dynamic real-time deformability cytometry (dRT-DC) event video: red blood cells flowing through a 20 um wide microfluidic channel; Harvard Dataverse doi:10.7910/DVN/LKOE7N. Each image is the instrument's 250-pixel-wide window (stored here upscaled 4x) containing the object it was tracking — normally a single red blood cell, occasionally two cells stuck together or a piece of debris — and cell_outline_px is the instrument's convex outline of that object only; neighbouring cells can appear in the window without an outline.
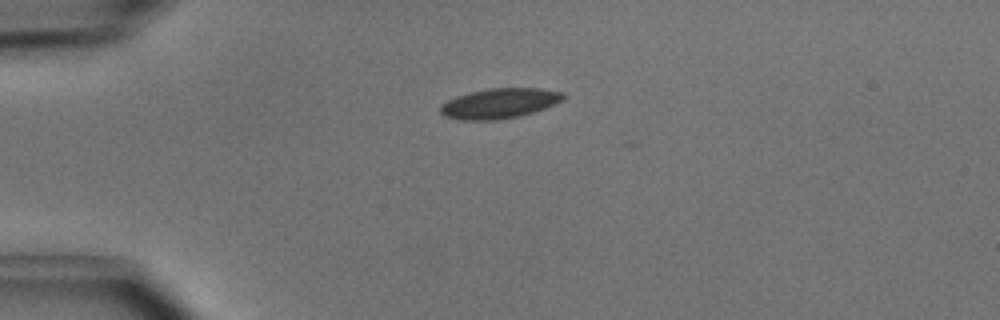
{"species": "common noctule bat (a hibernating species)", "species_latin": "Nyctalus noctula", "temperature_condition": "cold", "stored_images_in_passage": 17, "camera_frame_rate_fps": 3000, "um_per_image_px": 0.085, "animal": {"sex": "male", "body_mass_g": 15.6}, "frame": {"image": 1, "passage_image": 1, "time_ms": 0.0, "image_size_px": [1000, 320], "cell_outline_px": [[564, 100], [556, 104], [520, 116], [496, 120], [460, 120], [444, 116], [440, 112], [440, 104], [456, 96], [488, 88], [540, 88], [564, 92]], "centroid_in_image_um": [42.46, 8.78], "position_along_channel_um": 42.5, "area_um2": 21.62}}
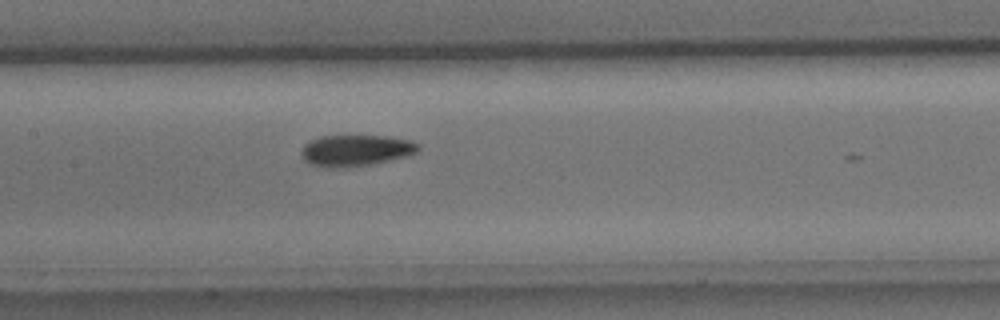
{"frame": {"image": 2, "passage_image": 13, "time_ms": 4.0, "image_size_px": [1000, 320], "cell_outline_px": [[420, 148], [416, 152], [404, 156], [372, 164], [348, 168], [328, 168], [308, 164], [300, 156], [300, 152], [304, 144], [320, 136], [388, 136], [412, 140], [420, 144]], "centroid_in_image_um": [30.2, 12.8], "position_along_channel_um": 177.2, "area_um2": 21.56}}
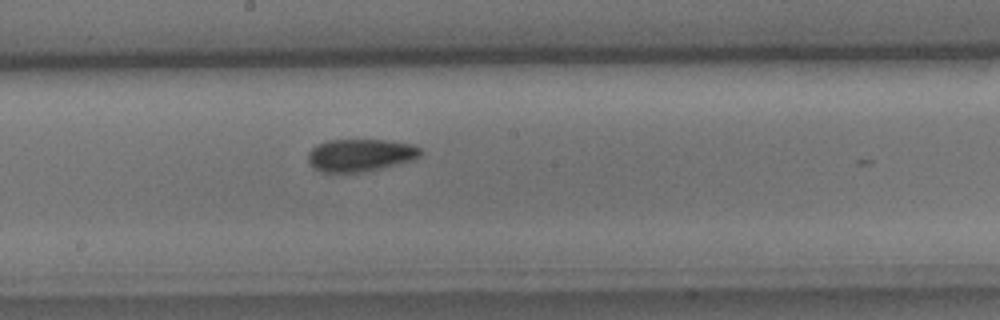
{"frame": {"image": 3, "passage_image": 16, "time_ms": 5.0, "image_size_px": [1000, 320], "cell_outline_px": [[424, 152], [420, 156], [412, 160], [384, 168], [360, 172], [320, 172], [312, 168], [308, 164], [308, 152], [316, 144], [328, 140], [384, 140], [412, 144], [420, 148]], "centroid_in_image_um": [30.6, 13.19], "position_along_channel_um": 217.6, "area_um2": 21.56}}